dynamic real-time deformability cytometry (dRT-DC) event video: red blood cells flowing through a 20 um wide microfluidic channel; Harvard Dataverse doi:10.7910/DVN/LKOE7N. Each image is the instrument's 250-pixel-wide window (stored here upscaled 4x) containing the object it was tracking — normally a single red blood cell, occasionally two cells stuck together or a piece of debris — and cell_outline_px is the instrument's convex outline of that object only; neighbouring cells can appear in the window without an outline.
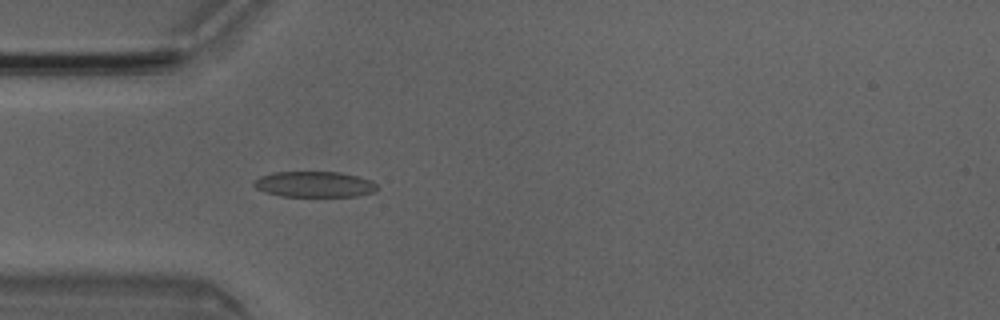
{"species": "Egyptian fruit bat (a non-hibernating species)", "species_latin": "Rousettus aegyptiacus", "temperature_condition": "room temperature", "stored_images_in_passage": 3, "camera_frame_rate_fps": 3000, "um_per_image_px": 0.085, "animal": {"sex": "male"}, "frame": {"image": 1, "passage_image": 3, "time_ms": 0.667, "image_size_px": [1000, 320], "cell_outline_px": [[376, 192], [356, 196], [280, 196], [264, 192], [256, 188], [252, 184], [252, 180], [260, 176], [272, 172], [340, 172], [372, 180], [376, 184]], "centroid_in_image_um": [26.68, 15.66], "position_along_channel_um": 58.3, "area_um2": 18.61}}